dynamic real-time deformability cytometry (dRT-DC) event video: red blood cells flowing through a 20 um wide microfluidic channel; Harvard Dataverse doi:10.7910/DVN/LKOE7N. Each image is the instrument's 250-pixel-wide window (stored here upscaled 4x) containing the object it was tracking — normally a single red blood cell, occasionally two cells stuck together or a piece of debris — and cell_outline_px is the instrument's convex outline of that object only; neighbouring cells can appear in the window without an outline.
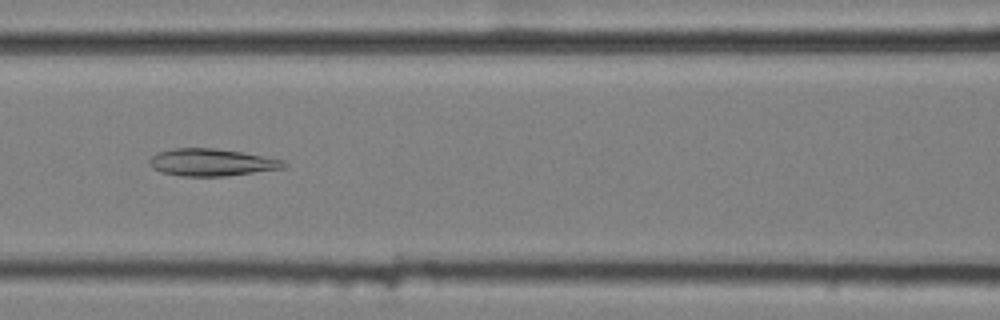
{"species": "common noctule bat (a hibernating species)", "species_latin": "Nyctalus noctula", "temperature_condition": "cold", "stored_images_in_passage": 56, "camera_frame_rate_fps": 3000, "um_per_image_px": 0.085, "animal": {"sex": "female", "body_mass_g": 25.1}, "frame": {"image": 1, "passage_image": 25, "time_ms": 8.0, "image_size_px": [1000, 320], "cell_outline_px": [[288, 164], [284, 168], [224, 176], [180, 176], [160, 172], [152, 168], [148, 164], [148, 160], [156, 152], [172, 148], [212, 148], [240, 152], [264, 156], [284, 160]], "centroid_in_image_um": [17.93, 13.8], "position_along_channel_um": 148.7, "area_um2": 21.39}}
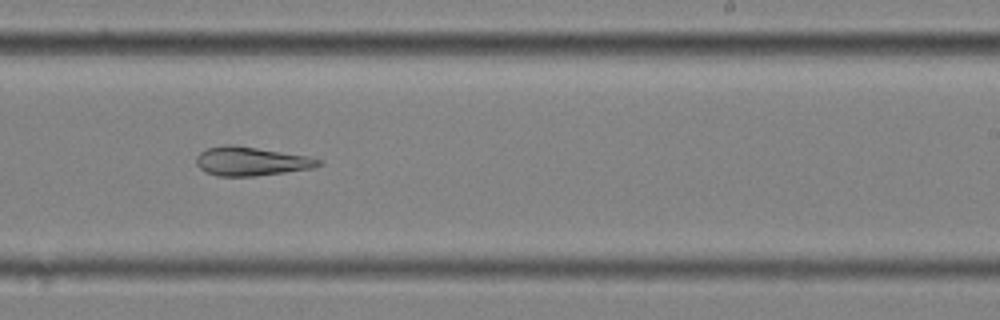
{"frame": {"image": 2, "passage_image": 35, "time_ms": 11.333, "image_size_px": [1000, 320], "cell_outline_px": [[324, 164], [316, 168], [256, 176], [216, 176], [204, 172], [196, 164], [196, 156], [200, 152], [208, 148], [228, 144], [232, 144], [308, 156], [324, 160]], "centroid_in_image_um": [21.38, 13.72], "position_along_channel_um": 267.6, "area_um2": 20.81}}
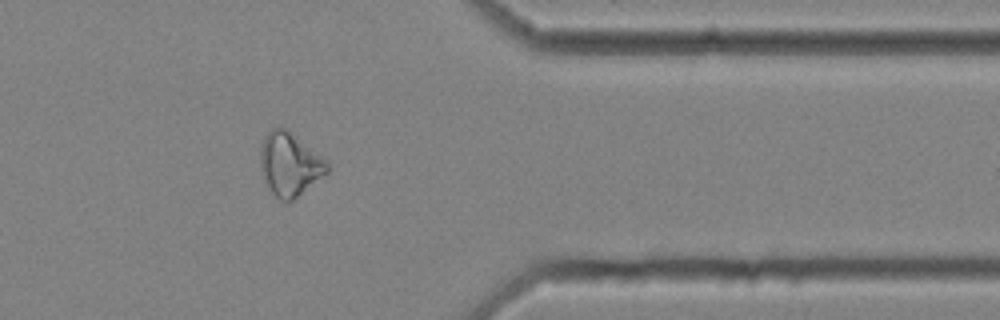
{"frame": {"image": 3, "passage_image": 46, "time_ms": 15.0, "image_size_px": [1000, 320], "cell_outline_px": [[328, 172], [292, 200], [280, 200], [268, 188], [260, 172], [260, 148], [264, 136], [272, 128], [288, 128], [328, 160]], "centroid_in_image_um": [24.61, 13.92], "position_along_channel_um": 386.8, "area_um2": 24.8}, "authors_computed_cell_mechanics": {"area_um2": 26.01, "velocity_mm_per_s": 3.579, "shape_relaxation_time_tau1_ms": null, "shape_relaxation_time_tau2_ms": 7.1074, "deformation_change_tau1": null, "deformation_change_tau2": 0.1607}}